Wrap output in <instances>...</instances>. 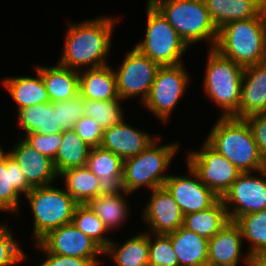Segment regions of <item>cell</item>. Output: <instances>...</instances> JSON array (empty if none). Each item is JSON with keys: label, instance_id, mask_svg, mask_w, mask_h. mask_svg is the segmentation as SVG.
<instances>
[{"label": "cell", "instance_id": "cell-23", "mask_svg": "<svg viewBox=\"0 0 266 266\" xmlns=\"http://www.w3.org/2000/svg\"><path fill=\"white\" fill-rule=\"evenodd\" d=\"M18 126L26 134L37 132L44 135H52L60 130L59 102H47L43 104L25 107L16 112Z\"/></svg>", "mask_w": 266, "mask_h": 266}, {"label": "cell", "instance_id": "cell-22", "mask_svg": "<svg viewBox=\"0 0 266 266\" xmlns=\"http://www.w3.org/2000/svg\"><path fill=\"white\" fill-rule=\"evenodd\" d=\"M79 93L85 100L119 99L114 67L107 64L79 71Z\"/></svg>", "mask_w": 266, "mask_h": 266}, {"label": "cell", "instance_id": "cell-26", "mask_svg": "<svg viewBox=\"0 0 266 266\" xmlns=\"http://www.w3.org/2000/svg\"><path fill=\"white\" fill-rule=\"evenodd\" d=\"M179 266H208V239L183 226L167 234Z\"/></svg>", "mask_w": 266, "mask_h": 266}, {"label": "cell", "instance_id": "cell-14", "mask_svg": "<svg viewBox=\"0 0 266 266\" xmlns=\"http://www.w3.org/2000/svg\"><path fill=\"white\" fill-rule=\"evenodd\" d=\"M48 252L68 257L87 258L95 266L102 265L103 250L72 223L49 231L38 241ZM100 255V256H99Z\"/></svg>", "mask_w": 266, "mask_h": 266}, {"label": "cell", "instance_id": "cell-45", "mask_svg": "<svg viewBox=\"0 0 266 266\" xmlns=\"http://www.w3.org/2000/svg\"><path fill=\"white\" fill-rule=\"evenodd\" d=\"M260 171L266 175V154L262 156V166Z\"/></svg>", "mask_w": 266, "mask_h": 266}, {"label": "cell", "instance_id": "cell-32", "mask_svg": "<svg viewBox=\"0 0 266 266\" xmlns=\"http://www.w3.org/2000/svg\"><path fill=\"white\" fill-rule=\"evenodd\" d=\"M91 147L75 132L68 129L62 131V142L53 160L58 174L74 167L86 166Z\"/></svg>", "mask_w": 266, "mask_h": 266}, {"label": "cell", "instance_id": "cell-34", "mask_svg": "<svg viewBox=\"0 0 266 266\" xmlns=\"http://www.w3.org/2000/svg\"><path fill=\"white\" fill-rule=\"evenodd\" d=\"M72 224L83 234L87 235L103 251L112 240L105 236L109 232L108 229L88 204H78L76 206Z\"/></svg>", "mask_w": 266, "mask_h": 266}, {"label": "cell", "instance_id": "cell-20", "mask_svg": "<svg viewBox=\"0 0 266 266\" xmlns=\"http://www.w3.org/2000/svg\"><path fill=\"white\" fill-rule=\"evenodd\" d=\"M266 112V60L244 68L239 110L232 116L245 119Z\"/></svg>", "mask_w": 266, "mask_h": 266}, {"label": "cell", "instance_id": "cell-12", "mask_svg": "<svg viewBox=\"0 0 266 266\" xmlns=\"http://www.w3.org/2000/svg\"><path fill=\"white\" fill-rule=\"evenodd\" d=\"M221 199L233 222L243 215L265 210L266 175L261 171L241 173Z\"/></svg>", "mask_w": 266, "mask_h": 266}, {"label": "cell", "instance_id": "cell-5", "mask_svg": "<svg viewBox=\"0 0 266 266\" xmlns=\"http://www.w3.org/2000/svg\"><path fill=\"white\" fill-rule=\"evenodd\" d=\"M166 18L188 46L208 42L214 48L218 28L204 0H149Z\"/></svg>", "mask_w": 266, "mask_h": 266}, {"label": "cell", "instance_id": "cell-16", "mask_svg": "<svg viewBox=\"0 0 266 266\" xmlns=\"http://www.w3.org/2000/svg\"><path fill=\"white\" fill-rule=\"evenodd\" d=\"M15 143L8 153L16 160L32 187L48 186L59 178L51 158L35 150L22 137Z\"/></svg>", "mask_w": 266, "mask_h": 266}, {"label": "cell", "instance_id": "cell-13", "mask_svg": "<svg viewBox=\"0 0 266 266\" xmlns=\"http://www.w3.org/2000/svg\"><path fill=\"white\" fill-rule=\"evenodd\" d=\"M187 175L171 174L164 187L173 196L183 215L200 212L213 206L220 197L200 181L198 174L187 164Z\"/></svg>", "mask_w": 266, "mask_h": 266}, {"label": "cell", "instance_id": "cell-19", "mask_svg": "<svg viewBox=\"0 0 266 266\" xmlns=\"http://www.w3.org/2000/svg\"><path fill=\"white\" fill-rule=\"evenodd\" d=\"M153 136L126 123L124 119L121 123L104 130L100 147L125 160L144 151L157 138L154 134Z\"/></svg>", "mask_w": 266, "mask_h": 266}, {"label": "cell", "instance_id": "cell-37", "mask_svg": "<svg viewBox=\"0 0 266 266\" xmlns=\"http://www.w3.org/2000/svg\"><path fill=\"white\" fill-rule=\"evenodd\" d=\"M6 222L0 223V266H16L26 262L27 256ZM26 260V261H25Z\"/></svg>", "mask_w": 266, "mask_h": 266}, {"label": "cell", "instance_id": "cell-15", "mask_svg": "<svg viewBox=\"0 0 266 266\" xmlns=\"http://www.w3.org/2000/svg\"><path fill=\"white\" fill-rule=\"evenodd\" d=\"M141 213L148 233L168 234L183 226L184 215L173 196L163 186L151 190Z\"/></svg>", "mask_w": 266, "mask_h": 266}, {"label": "cell", "instance_id": "cell-11", "mask_svg": "<svg viewBox=\"0 0 266 266\" xmlns=\"http://www.w3.org/2000/svg\"><path fill=\"white\" fill-rule=\"evenodd\" d=\"M186 164L198 174L200 181L220 198L229 190L241 172L206 141L198 150L187 151Z\"/></svg>", "mask_w": 266, "mask_h": 266}, {"label": "cell", "instance_id": "cell-24", "mask_svg": "<svg viewBox=\"0 0 266 266\" xmlns=\"http://www.w3.org/2000/svg\"><path fill=\"white\" fill-rule=\"evenodd\" d=\"M41 73L50 102H63L79 93V71L58 63L56 66L37 65Z\"/></svg>", "mask_w": 266, "mask_h": 266}, {"label": "cell", "instance_id": "cell-4", "mask_svg": "<svg viewBox=\"0 0 266 266\" xmlns=\"http://www.w3.org/2000/svg\"><path fill=\"white\" fill-rule=\"evenodd\" d=\"M161 137L162 135H157V138L137 156L123 160V185L126 192L133 194L140 187L153 190L164 186L170 176L167 169L181 147L176 141L165 145L159 144Z\"/></svg>", "mask_w": 266, "mask_h": 266}, {"label": "cell", "instance_id": "cell-10", "mask_svg": "<svg viewBox=\"0 0 266 266\" xmlns=\"http://www.w3.org/2000/svg\"><path fill=\"white\" fill-rule=\"evenodd\" d=\"M114 69L116 75L117 93L125 100L140 96L141 105L147 98L155 80L160 65L135 47L126 53L123 62Z\"/></svg>", "mask_w": 266, "mask_h": 266}, {"label": "cell", "instance_id": "cell-44", "mask_svg": "<svg viewBox=\"0 0 266 266\" xmlns=\"http://www.w3.org/2000/svg\"><path fill=\"white\" fill-rule=\"evenodd\" d=\"M261 14L264 20V25H265V31H266V0H264L262 9H261Z\"/></svg>", "mask_w": 266, "mask_h": 266}, {"label": "cell", "instance_id": "cell-6", "mask_svg": "<svg viewBox=\"0 0 266 266\" xmlns=\"http://www.w3.org/2000/svg\"><path fill=\"white\" fill-rule=\"evenodd\" d=\"M207 54L202 83L204 94L221 109L219 116L231 117L239 110L244 68L214 48Z\"/></svg>", "mask_w": 266, "mask_h": 266}, {"label": "cell", "instance_id": "cell-40", "mask_svg": "<svg viewBox=\"0 0 266 266\" xmlns=\"http://www.w3.org/2000/svg\"><path fill=\"white\" fill-rule=\"evenodd\" d=\"M73 129L91 148L100 147L104 130L93 118L86 115L82 116L75 123Z\"/></svg>", "mask_w": 266, "mask_h": 266}, {"label": "cell", "instance_id": "cell-38", "mask_svg": "<svg viewBox=\"0 0 266 266\" xmlns=\"http://www.w3.org/2000/svg\"><path fill=\"white\" fill-rule=\"evenodd\" d=\"M85 99L78 93L63 102H59L60 130L72 129L75 123L84 116Z\"/></svg>", "mask_w": 266, "mask_h": 266}, {"label": "cell", "instance_id": "cell-35", "mask_svg": "<svg viewBox=\"0 0 266 266\" xmlns=\"http://www.w3.org/2000/svg\"><path fill=\"white\" fill-rule=\"evenodd\" d=\"M122 99L97 101L85 100L84 115L93 118L103 130L121 123L125 114L121 107Z\"/></svg>", "mask_w": 266, "mask_h": 266}, {"label": "cell", "instance_id": "cell-43", "mask_svg": "<svg viewBox=\"0 0 266 266\" xmlns=\"http://www.w3.org/2000/svg\"><path fill=\"white\" fill-rule=\"evenodd\" d=\"M249 266H266V251L250 255Z\"/></svg>", "mask_w": 266, "mask_h": 266}, {"label": "cell", "instance_id": "cell-18", "mask_svg": "<svg viewBox=\"0 0 266 266\" xmlns=\"http://www.w3.org/2000/svg\"><path fill=\"white\" fill-rule=\"evenodd\" d=\"M33 187L27 182L16 160L0 147V212L19 214L20 195Z\"/></svg>", "mask_w": 266, "mask_h": 266}, {"label": "cell", "instance_id": "cell-21", "mask_svg": "<svg viewBox=\"0 0 266 266\" xmlns=\"http://www.w3.org/2000/svg\"><path fill=\"white\" fill-rule=\"evenodd\" d=\"M86 166L99 178L100 195L125 192L123 185V160L101 147L91 148Z\"/></svg>", "mask_w": 266, "mask_h": 266}, {"label": "cell", "instance_id": "cell-42", "mask_svg": "<svg viewBox=\"0 0 266 266\" xmlns=\"http://www.w3.org/2000/svg\"><path fill=\"white\" fill-rule=\"evenodd\" d=\"M245 120L252 131L258 150L263 156L266 154V112L248 116Z\"/></svg>", "mask_w": 266, "mask_h": 266}, {"label": "cell", "instance_id": "cell-27", "mask_svg": "<svg viewBox=\"0 0 266 266\" xmlns=\"http://www.w3.org/2000/svg\"><path fill=\"white\" fill-rule=\"evenodd\" d=\"M103 254L116 266H149V233L133 235L122 245L111 240Z\"/></svg>", "mask_w": 266, "mask_h": 266}, {"label": "cell", "instance_id": "cell-39", "mask_svg": "<svg viewBox=\"0 0 266 266\" xmlns=\"http://www.w3.org/2000/svg\"><path fill=\"white\" fill-rule=\"evenodd\" d=\"M22 138L35 150L54 160L57 150L62 142V132L52 135L32 132L26 134Z\"/></svg>", "mask_w": 266, "mask_h": 266}, {"label": "cell", "instance_id": "cell-30", "mask_svg": "<svg viewBox=\"0 0 266 266\" xmlns=\"http://www.w3.org/2000/svg\"><path fill=\"white\" fill-rule=\"evenodd\" d=\"M127 195L130 196L131 194L125 191L115 195H100L88 203L110 233L114 229L122 228V225L129 219L128 214L131 210Z\"/></svg>", "mask_w": 266, "mask_h": 266}, {"label": "cell", "instance_id": "cell-1", "mask_svg": "<svg viewBox=\"0 0 266 266\" xmlns=\"http://www.w3.org/2000/svg\"><path fill=\"white\" fill-rule=\"evenodd\" d=\"M119 18L104 15L79 23H67L58 64L76 71L110 64L107 56L111 51L112 37Z\"/></svg>", "mask_w": 266, "mask_h": 266}, {"label": "cell", "instance_id": "cell-3", "mask_svg": "<svg viewBox=\"0 0 266 266\" xmlns=\"http://www.w3.org/2000/svg\"><path fill=\"white\" fill-rule=\"evenodd\" d=\"M214 49L243 68L265 61L266 31L262 14L223 25L218 29Z\"/></svg>", "mask_w": 266, "mask_h": 266}, {"label": "cell", "instance_id": "cell-9", "mask_svg": "<svg viewBox=\"0 0 266 266\" xmlns=\"http://www.w3.org/2000/svg\"><path fill=\"white\" fill-rule=\"evenodd\" d=\"M185 63L160 66L149 94L142 106L166 124L171 114L185 95L191 77Z\"/></svg>", "mask_w": 266, "mask_h": 266}, {"label": "cell", "instance_id": "cell-17", "mask_svg": "<svg viewBox=\"0 0 266 266\" xmlns=\"http://www.w3.org/2000/svg\"><path fill=\"white\" fill-rule=\"evenodd\" d=\"M243 243L240 227L230 221L208 241V266H239L241 261L249 266L250 255L243 254Z\"/></svg>", "mask_w": 266, "mask_h": 266}, {"label": "cell", "instance_id": "cell-36", "mask_svg": "<svg viewBox=\"0 0 266 266\" xmlns=\"http://www.w3.org/2000/svg\"><path fill=\"white\" fill-rule=\"evenodd\" d=\"M149 266H179L167 234L149 233Z\"/></svg>", "mask_w": 266, "mask_h": 266}, {"label": "cell", "instance_id": "cell-25", "mask_svg": "<svg viewBox=\"0 0 266 266\" xmlns=\"http://www.w3.org/2000/svg\"><path fill=\"white\" fill-rule=\"evenodd\" d=\"M36 77L9 76L2 80V86L8 91L15 102V107L21 110L28 106L50 102L41 73L34 68Z\"/></svg>", "mask_w": 266, "mask_h": 266}, {"label": "cell", "instance_id": "cell-7", "mask_svg": "<svg viewBox=\"0 0 266 266\" xmlns=\"http://www.w3.org/2000/svg\"><path fill=\"white\" fill-rule=\"evenodd\" d=\"M33 218L32 237L38 242L49 231L72 223L78 203L62 188L51 185L33 187L24 197Z\"/></svg>", "mask_w": 266, "mask_h": 266}, {"label": "cell", "instance_id": "cell-28", "mask_svg": "<svg viewBox=\"0 0 266 266\" xmlns=\"http://www.w3.org/2000/svg\"><path fill=\"white\" fill-rule=\"evenodd\" d=\"M210 17L219 29L234 20L255 18L261 13L264 0H204Z\"/></svg>", "mask_w": 266, "mask_h": 266}, {"label": "cell", "instance_id": "cell-8", "mask_svg": "<svg viewBox=\"0 0 266 266\" xmlns=\"http://www.w3.org/2000/svg\"><path fill=\"white\" fill-rule=\"evenodd\" d=\"M145 6V38L135 48L160 66L183 63L184 53L189 46L149 0H146Z\"/></svg>", "mask_w": 266, "mask_h": 266}, {"label": "cell", "instance_id": "cell-33", "mask_svg": "<svg viewBox=\"0 0 266 266\" xmlns=\"http://www.w3.org/2000/svg\"><path fill=\"white\" fill-rule=\"evenodd\" d=\"M235 223L240 227L243 241L249 243V255L266 251V209L239 217Z\"/></svg>", "mask_w": 266, "mask_h": 266}, {"label": "cell", "instance_id": "cell-29", "mask_svg": "<svg viewBox=\"0 0 266 266\" xmlns=\"http://www.w3.org/2000/svg\"><path fill=\"white\" fill-rule=\"evenodd\" d=\"M64 189L78 203L88 204L100 196L99 178L87 166L74 167L59 174Z\"/></svg>", "mask_w": 266, "mask_h": 266}, {"label": "cell", "instance_id": "cell-41", "mask_svg": "<svg viewBox=\"0 0 266 266\" xmlns=\"http://www.w3.org/2000/svg\"><path fill=\"white\" fill-rule=\"evenodd\" d=\"M34 246L44 254L45 258L38 266H95L87 258L68 257L48 252L39 242H35Z\"/></svg>", "mask_w": 266, "mask_h": 266}, {"label": "cell", "instance_id": "cell-31", "mask_svg": "<svg viewBox=\"0 0 266 266\" xmlns=\"http://www.w3.org/2000/svg\"><path fill=\"white\" fill-rule=\"evenodd\" d=\"M229 222L227 210L220 198L206 210L185 215L183 227L209 240Z\"/></svg>", "mask_w": 266, "mask_h": 266}, {"label": "cell", "instance_id": "cell-2", "mask_svg": "<svg viewBox=\"0 0 266 266\" xmlns=\"http://www.w3.org/2000/svg\"><path fill=\"white\" fill-rule=\"evenodd\" d=\"M205 141L241 173L261 170L262 155L245 119L219 116Z\"/></svg>", "mask_w": 266, "mask_h": 266}]
</instances>
